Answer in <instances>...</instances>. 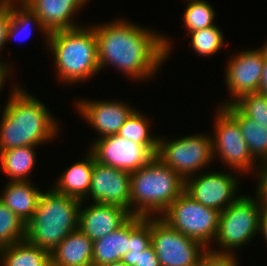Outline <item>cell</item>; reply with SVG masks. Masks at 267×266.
<instances>
[{
  "label": "cell",
  "mask_w": 267,
  "mask_h": 266,
  "mask_svg": "<svg viewBox=\"0 0 267 266\" xmlns=\"http://www.w3.org/2000/svg\"><path fill=\"white\" fill-rule=\"evenodd\" d=\"M93 27L100 71L110 64L134 81L156 77L172 50L168 36L122 18Z\"/></svg>",
  "instance_id": "cell-1"
},
{
  "label": "cell",
  "mask_w": 267,
  "mask_h": 266,
  "mask_svg": "<svg viewBox=\"0 0 267 266\" xmlns=\"http://www.w3.org/2000/svg\"><path fill=\"white\" fill-rule=\"evenodd\" d=\"M10 93L1 112L0 151L55 140L60 125L46 105L19 85Z\"/></svg>",
  "instance_id": "cell-2"
},
{
  "label": "cell",
  "mask_w": 267,
  "mask_h": 266,
  "mask_svg": "<svg viewBox=\"0 0 267 266\" xmlns=\"http://www.w3.org/2000/svg\"><path fill=\"white\" fill-rule=\"evenodd\" d=\"M47 47L54 56L57 79L65 84L85 82L100 71L96 34L91 25L51 33Z\"/></svg>",
  "instance_id": "cell-3"
},
{
  "label": "cell",
  "mask_w": 267,
  "mask_h": 266,
  "mask_svg": "<svg viewBox=\"0 0 267 266\" xmlns=\"http://www.w3.org/2000/svg\"><path fill=\"white\" fill-rule=\"evenodd\" d=\"M82 201L56 192L43 191L36 210L26 224V240L50 252L78 229Z\"/></svg>",
  "instance_id": "cell-4"
},
{
  "label": "cell",
  "mask_w": 267,
  "mask_h": 266,
  "mask_svg": "<svg viewBox=\"0 0 267 266\" xmlns=\"http://www.w3.org/2000/svg\"><path fill=\"white\" fill-rule=\"evenodd\" d=\"M131 174V215L159 217L185 189V181L156 156Z\"/></svg>",
  "instance_id": "cell-5"
},
{
  "label": "cell",
  "mask_w": 267,
  "mask_h": 266,
  "mask_svg": "<svg viewBox=\"0 0 267 266\" xmlns=\"http://www.w3.org/2000/svg\"><path fill=\"white\" fill-rule=\"evenodd\" d=\"M261 206L254 196L240 195L225 210L220 212L218 231L213 241L220 249L210 247L215 253L233 254V250L253 241L259 234Z\"/></svg>",
  "instance_id": "cell-6"
},
{
  "label": "cell",
  "mask_w": 267,
  "mask_h": 266,
  "mask_svg": "<svg viewBox=\"0 0 267 266\" xmlns=\"http://www.w3.org/2000/svg\"><path fill=\"white\" fill-rule=\"evenodd\" d=\"M219 216V211L202 205L184 191L159 217L209 249L216 238Z\"/></svg>",
  "instance_id": "cell-7"
},
{
  "label": "cell",
  "mask_w": 267,
  "mask_h": 266,
  "mask_svg": "<svg viewBox=\"0 0 267 266\" xmlns=\"http://www.w3.org/2000/svg\"><path fill=\"white\" fill-rule=\"evenodd\" d=\"M211 135L195 134L167 140L159 137L156 157L184 181L213 164Z\"/></svg>",
  "instance_id": "cell-8"
},
{
  "label": "cell",
  "mask_w": 267,
  "mask_h": 266,
  "mask_svg": "<svg viewBox=\"0 0 267 266\" xmlns=\"http://www.w3.org/2000/svg\"><path fill=\"white\" fill-rule=\"evenodd\" d=\"M215 111V135L211 136L213 158L219 157L220 162L239 174L256 172L260 165L249 153L238 122L222 106Z\"/></svg>",
  "instance_id": "cell-9"
},
{
  "label": "cell",
  "mask_w": 267,
  "mask_h": 266,
  "mask_svg": "<svg viewBox=\"0 0 267 266\" xmlns=\"http://www.w3.org/2000/svg\"><path fill=\"white\" fill-rule=\"evenodd\" d=\"M151 245L160 266H199L208 250L156 216L151 217Z\"/></svg>",
  "instance_id": "cell-10"
},
{
  "label": "cell",
  "mask_w": 267,
  "mask_h": 266,
  "mask_svg": "<svg viewBox=\"0 0 267 266\" xmlns=\"http://www.w3.org/2000/svg\"><path fill=\"white\" fill-rule=\"evenodd\" d=\"M89 151L96 162L132 173L147 165L156 155L158 145H141L118 134L96 138Z\"/></svg>",
  "instance_id": "cell-11"
},
{
  "label": "cell",
  "mask_w": 267,
  "mask_h": 266,
  "mask_svg": "<svg viewBox=\"0 0 267 266\" xmlns=\"http://www.w3.org/2000/svg\"><path fill=\"white\" fill-rule=\"evenodd\" d=\"M266 50L267 42L257 50H244L230 57L226 65L225 81L232 98L219 106L233 104L246 94L258 92Z\"/></svg>",
  "instance_id": "cell-12"
},
{
  "label": "cell",
  "mask_w": 267,
  "mask_h": 266,
  "mask_svg": "<svg viewBox=\"0 0 267 266\" xmlns=\"http://www.w3.org/2000/svg\"><path fill=\"white\" fill-rule=\"evenodd\" d=\"M193 176L185 180L184 191L204 206L222 212L240 196L236 194L240 181L229 172L204 171Z\"/></svg>",
  "instance_id": "cell-13"
},
{
  "label": "cell",
  "mask_w": 267,
  "mask_h": 266,
  "mask_svg": "<svg viewBox=\"0 0 267 266\" xmlns=\"http://www.w3.org/2000/svg\"><path fill=\"white\" fill-rule=\"evenodd\" d=\"M131 174L121 169L96 162L88 196L95 203L112 204L127 209L131 214ZM89 197V198H88Z\"/></svg>",
  "instance_id": "cell-14"
},
{
  "label": "cell",
  "mask_w": 267,
  "mask_h": 266,
  "mask_svg": "<svg viewBox=\"0 0 267 266\" xmlns=\"http://www.w3.org/2000/svg\"><path fill=\"white\" fill-rule=\"evenodd\" d=\"M76 110L95 130L99 138L117 134L126 119L135 110L128 103L113 100H79ZM131 106V107H130Z\"/></svg>",
  "instance_id": "cell-15"
},
{
  "label": "cell",
  "mask_w": 267,
  "mask_h": 266,
  "mask_svg": "<svg viewBox=\"0 0 267 266\" xmlns=\"http://www.w3.org/2000/svg\"><path fill=\"white\" fill-rule=\"evenodd\" d=\"M82 201L79 210L78 229L95 241L121 227L132 215L117 205L93 202L90 206Z\"/></svg>",
  "instance_id": "cell-16"
},
{
  "label": "cell",
  "mask_w": 267,
  "mask_h": 266,
  "mask_svg": "<svg viewBox=\"0 0 267 266\" xmlns=\"http://www.w3.org/2000/svg\"><path fill=\"white\" fill-rule=\"evenodd\" d=\"M39 18L48 34L82 25L73 16L85 6L82 0H21Z\"/></svg>",
  "instance_id": "cell-17"
},
{
  "label": "cell",
  "mask_w": 267,
  "mask_h": 266,
  "mask_svg": "<svg viewBox=\"0 0 267 266\" xmlns=\"http://www.w3.org/2000/svg\"><path fill=\"white\" fill-rule=\"evenodd\" d=\"M50 254L52 266H92L93 240L77 229L60 242Z\"/></svg>",
  "instance_id": "cell-18"
},
{
  "label": "cell",
  "mask_w": 267,
  "mask_h": 266,
  "mask_svg": "<svg viewBox=\"0 0 267 266\" xmlns=\"http://www.w3.org/2000/svg\"><path fill=\"white\" fill-rule=\"evenodd\" d=\"M78 161L68 167L60 176L52 188L61 194L71 196L83 201L89 194L92 173L94 168V156L90 151Z\"/></svg>",
  "instance_id": "cell-19"
},
{
  "label": "cell",
  "mask_w": 267,
  "mask_h": 266,
  "mask_svg": "<svg viewBox=\"0 0 267 266\" xmlns=\"http://www.w3.org/2000/svg\"><path fill=\"white\" fill-rule=\"evenodd\" d=\"M29 181H8L0 195V201L27 224L43 191Z\"/></svg>",
  "instance_id": "cell-20"
},
{
  "label": "cell",
  "mask_w": 267,
  "mask_h": 266,
  "mask_svg": "<svg viewBox=\"0 0 267 266\" xmlns=\"http://www.w3.org/2000/svg\"><path fill=\"white\" fill-rule=\"evenodd\" d=\"M130 250V218L117 230L93 241L92 266H104L122 260Z\"/></svg>",
  "instance_id": "cell-21"
},
{
  "label": "cell",
  "mask_w": 267,
  "mask_h": 266,
  "mask_svg": "<svg viewBox=\"0 0 267 266\" xmlns=\"http://www.w3.org/2000/svg\"><path fill=\"white\" fill-rule=\"evenodd\" d=\"M222 107L238 122L253 159L260 165L267 164V127L245 116L234 104Z\"/></svg>",
  "instance_id": "cell-22"
},
{
  "label": "cell",
  "mask_w": 267,
  "mask_h": 266,
  "mask_svg": "<svg viewBox=\"0 0 267 266\" xmlns=\"http://www.w3.org/2000/svg\"><path fill=\"white\" fill-rule=\"evenodd\" d=\"M1 266H52L50 252L26 239L0 248Z\"/></svg>",
  "instance_id": "cell-23"
},
{
  "label": "cell",
  "mask_w": 267,
  "mask_h": 266,
  "mask_svg": "<svg viewBox=\"0 0 267 266\" xmlns=\"http://www.w3.org/2000/svg\"><path fill=\"white\" fill-rule=\"evenodd\" d=\"M37 146H20L0 151V169L9 181H29L34 169Z\"/></svg>",
  "instance_id": "cell-24"
},
{
  "label": "cell",
  "mask_w": 267,
  "mask_h": 266,
  "mask_svg": "<svg viewBox=\"0 0 267 266\" xmlns=\"http://www.w3.org/2000/svg\"><path fill=\"white\" fill-rule=\"evenodd\" d=\"M10 12L11 18L7 30V41H10L13 38H18L24 31L28 32V34H25L26 36H31V32L33 31L32 26L36 25L39 27L41 32L43 31L42 34L45 36V43L47 46L49 34L43 28L39 18L29 7H27L22 1H10Z\"/></svg>",
  "instance_id": "cell-25"
},
{
  "label": "cell",
  "mask_w": 267,
  "mask_h": 266,
  "mask_svg": "<svg viewBox=\"0 0 267 266\" xmlns=\"http://www.w3.org/2000/svg\"><path fill=\"white\" fill-rule=\"evenodd\" d=\"M150 121L136 109L119 129L118 135L141 145H158V136L150 133Z\"/></svg>",
  "instance_id": "cell-26"
},
{
  "label": "cell",
  "mask_w": 267,
  "mask_h": 266,
  "mask_svg": "<svg viewBox=\"0 0 267 266\" xmlns=\"http://www.w3.org/2000/svg\"><path fill=\"white\" fill-rule=\"evenodd\" d=\"M215 16V10L205 0H188L183 15L187 34L216 25Z\"/></svg>",
  "instance_id": "cell-27"
},
{
  "label": "cell",
  "mask_w": 267,
  "mask_h": 266,
  "mask_svg": "<svg viewBox=\"0 0 267 266\" xmlns=\"http://www.w3.org/2000/svg\"><path fill=\"white\" fill-rule=\"evenodd\" d=\"M190 45L200 56H212L220 51L223 45L228 46L224 42V36L221 28L217 25L200 29L191 33Z\"/></svg>",
  "instance_id": "cell-28"
},
{
  "label": "cell",
  "mask_w": 267,
  "mask_h": 266,
  "mask_svg": "<svg viewBox=\"0 0 267 266\" xmlns=\"http://www.w3.org/2000/svg\"><path fill=\"white\" fill-rule=\"evenodd\" d=\"M26 238V224L0 201V248Z\"/></svg>",
  "instance_id": "cell-29"
},
{
  "label": "cell",
  "mask_w": 267,
  "mask_h": 266,
  "mask_svg": "<svg viewBox=\"0 0 267 266\" xmlns=\"http://www.w3.org/2000/svg\"><path fill=\"white\" fill-rule=\"evenodd\" d=\"M233 104L245 116L267 127V95L259 92L246 94Z\"/></svg>",
  "instance_id": "cell-30"
},
{
  "label": "cell",
  "mask_w": 267,
  "mask_h": 266,
  "mask_svg": "<svg viewBox=\"0 0 267 266\" xmlns=\"http://www.w3.org/2000/svg\"><path fill=\"white\" fill-rule=\"evenodd\" d=\"M151 245V217H130V250H145Z\"/></svg>",
  "instance_id": "cell-31"
},
{
  "label": "cell",
  "mask_w": 267,
  "mask_h": 266,
  "mask_svg": "<svg viewBox=\"0 0 267 266\" xmlns=\"http://www.w3.org/2000/svg\"><path fill=\"white\" fill-rule=\"evenodd\" d=\"M122 262L127 266H160L152 245L145 250H129Z\"/></svg>",
  "instance_id": "cell-32"
},
{
  "label": "cell",
  "mask_w": 267,
  "mask_h": 266,
  "mask_svg": "<svg viewBox=\"0 0 267 266\" xmlns=\"http://www.w3.org/2000/svg\"><path fill=\"white\" fill-rule=\"evenodd\" d=\"M237 256L227 253H215L207 250L200 260L199 266H239Z\"/></svg>",
  "instance_id": "cell-33"
},
{
  "label": "cell",
  "mask_w": 267,
  "mask_h": 266,
  "mask_svg": "<svg viewBox=\"0 0 267 266\" xmlns=\"http://www.w3.org/2000/svg\"><path fill=\"white\" fill-rule=\"evenodd\" d=\"M10 1H0V51L7 44V30L10 23ZM1 59V58H0ZM0 64L9 65L7 62L0 60Z\"/></svg>",
  "instance_id": "cell-34"
},
{
  "label": "cell",
  "mask_w": 267,
  "mask_h": 266,
  "mask_svg": "<svg viewBox=\"0 0 267 266\" xmlns=\"http://www.w3.org/2000/svg\"><path fill=\"white\" fill-rule=\"evenodd\" d=\"M256 172L258 177L255 196L257 197L262 210H267V164L260 165Z\"/></svg>",
  "instance_id": "cell-35"
},
{
  "label": "cell",
  "mask_w": 267,
  "mask_h": 266,
  "mask_svg": "<svg viewBox=\"0 0 267 266\" xmlns=\"http://www.w3.org/2000/svg\"><path fill=\"white\" fill-rule=\"evenodd\" d=\"M258 92L267 95V50L265 51L263 72Z\"/></svg>",
  "instance_id": "cell-36"
},
{
  "label": "cell",
  "mask_w": 267,
  "mask_h": 266,
  "mask_svg": "<svg viewBox=\"0 0 267 266\" xmlns=\"http://www.w3.org/2000/svg\"><path fill=\"white\" fill-rule=\"evenodd\" d=\"M260 234L265 238V243H267V210L261 211L259 235Z\"/></svg>",
  "instance_id": "cell-37"
},
{
  "label": "cell",
  "mask_w": 267,
  "mask_h": 266,
  "mask_svg": "<svg viewBox=\"0 0 267 266\" xmlns=\"http://www.w3.org/2000/svg\"><path fill=\"white\" fill-rule=\"evenodd\" d=\"M10 71L11 68L8 65L0 64V92H2L1 89L5 85L7 79H9L7 76L11 73Z\"/></svg>",
  "instance_id": "cell-38"
},
{
  "label": "cell",
  "mask_w": 267,
  "mask_h": 266,
  "mask_svg": "<svg viewBox=\"0 0 267 266\" xmlns=\"http://www.w3.org/2000/svg\"><path fill=\"white\" fill-rule=\"evenodd\" d=\"M104 266H127V265L124 264V263L122 262V260H119V261H115V262L110 263V264H106V265H104Z\"/></svg>",
  "instance_id": "cell-39"
},
{
  "label": "cell",
  "mask_w": 267,
  "mask_h": 266,
  "mask_svg": "<svg viewBox=\"0 0 267 266\" xmlns=\"http://www.w3.org/2000/svg\"><path fill=\"white\" fill-rule=\"evenodd\" d=\"M85 4H87L86 2L88 1L89 2V0H82Z\"/></svg>",
  "instance_id": "cell-40"
}]
</instances>
